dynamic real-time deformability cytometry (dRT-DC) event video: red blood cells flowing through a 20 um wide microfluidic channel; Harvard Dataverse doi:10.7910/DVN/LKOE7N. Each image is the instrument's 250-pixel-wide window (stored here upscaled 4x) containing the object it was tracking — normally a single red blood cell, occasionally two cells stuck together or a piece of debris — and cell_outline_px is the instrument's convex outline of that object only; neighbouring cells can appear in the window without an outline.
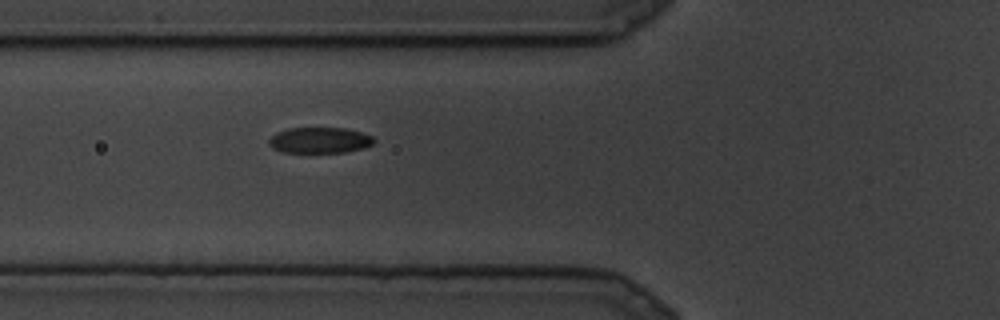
{"species": "common noctule bat (a hibernating species)", "species_latin": "Nyctalus noctula", "temperature_condition": "cold", "stored_images_in_passage": 8, "camera_frame_rate_fps": 3000, "um_per_image_px": 0.085, "animal": {"sex": "male", "body_mass_g": 19.5, "forearm_length_mm": 54.6}, "frame": {"image": 1, "passage_image": 2, "time_ms": 0.333, "image_size_px": [1000, 320], "cell_outline_px": [[376, 140], [372, 144], [364, 148], [344, 152], [284, 152], [272, 148], [268, 144], [268, 140], [276, 132], [288, 128], [344, 128], [360, 132], [372, 136]], "centroid_in_image_um": [27.16, 11.92], "position_along_channel_um": 98.6, "area_um2": 15.78}}
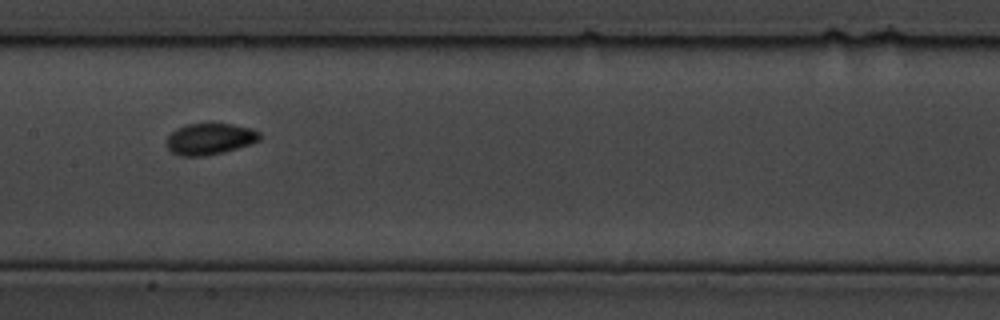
{"frame": {"image": 2, "passage_image": 6, "time_ms": 1.667, "image_size_px": [1000, 320], "cell_outline_px": [[260, 140], [252, 144], [224, 152], [204, 156], [180, 156], [172, 152], [168, 148], [168, 136], [172, 132], [188, 124], [232, 124], [252, 128], [260, 132]], "centroid_in_image_um": [17.89, 11.82], "position_along_channel_um": 189.5, "area_um2": 16.88}}
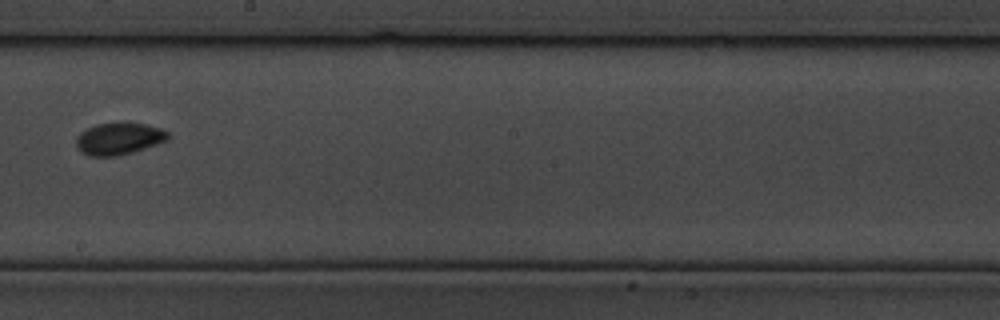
{"frame": {"image": 3, "passage_image": 8, "time_ms": 2.333, "image_size_px": [1000, 320], "cell_outline_px": [[172, 136], [168, 140], [132, 152], [116, 156], [88, 156], [76, 144], [76, 140], [80, 132], [88, 128], [100, 124], [144, 124], [160, 128], [168, 132]], "centroid_in_image_um": [10.14, 11.8], "position_along_channel_um": 238.1, "area_um2": 16.59}}